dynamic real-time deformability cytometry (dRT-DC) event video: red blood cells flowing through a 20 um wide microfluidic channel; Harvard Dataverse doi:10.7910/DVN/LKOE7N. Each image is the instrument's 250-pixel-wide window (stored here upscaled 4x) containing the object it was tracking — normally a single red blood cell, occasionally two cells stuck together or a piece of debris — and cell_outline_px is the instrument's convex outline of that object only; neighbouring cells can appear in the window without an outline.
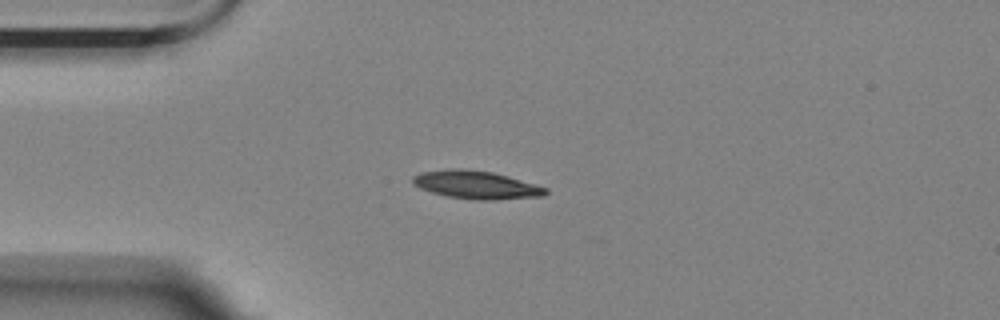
{"species": "Egyptian fruit bat (a non-hibernating species)", "species_latin": "Rousettus aegyptiacus", "temperature_condition": "room temperature", "stored_images_in_passage": 3, "camera_frame_rate_fps": 3000, "um_per_image_px": 0.085, "animal": {"sex": "female"}, "frame": {"image": 1, "passage_image": 3, "time_ms": 0.667, "image_size_px": [1000, 320], "cell_outline_px": [[548, 192], [544, 196], [496, 200], [476, 200], [448, 196], [432, 192], [420, 188], [412, 184], [412, 176], [420, 172], [448, 168], [464, 168], [492, 172], [508, 176], [536, 184], [548, 188]], "centroid_in_image_um": [40.48, 15.7], "position_along_channel_um": 44.5, "area_um2": 21.96}}